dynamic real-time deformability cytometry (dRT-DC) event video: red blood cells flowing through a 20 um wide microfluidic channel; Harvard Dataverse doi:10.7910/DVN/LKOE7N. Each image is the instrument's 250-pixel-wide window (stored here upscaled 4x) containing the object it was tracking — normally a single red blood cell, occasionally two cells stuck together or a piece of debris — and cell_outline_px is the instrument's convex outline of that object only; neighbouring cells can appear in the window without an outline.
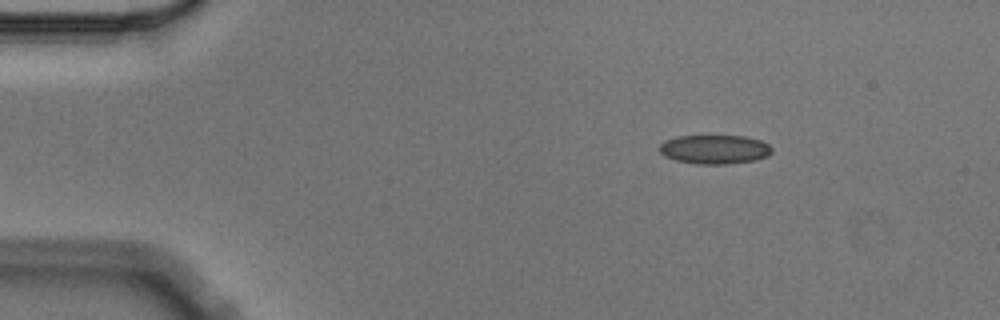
{"species": "Egyptian fruit bat (a non-hibernating species)", "species_latin": "Rousettus aegyptiacus", "temperature_condition": "cold", "stored_images_in_passage": 4, "camera_frame_rate_fps": 3000, "um_per_image_px": 0.085, "animal": {"sex": "male"}, "frame": {"image": 1, "passage_image": 1, "time_ms": 0.0, "image_size_px": [1000, 320], "cell_outline_px": [[772, 152], [768, 156], [756, 160], [728, 164], [696, 164], [676, 160], [664, 156], [660, 152], [660, 144], [664, 140], [676, 136], [744, 136], [760, 140], [768, 144], [772, 148]], "centroid_in_image_um": [60.74, 12.7], "position_along_channel_um": 24.3, "area_um2": 19.13}}